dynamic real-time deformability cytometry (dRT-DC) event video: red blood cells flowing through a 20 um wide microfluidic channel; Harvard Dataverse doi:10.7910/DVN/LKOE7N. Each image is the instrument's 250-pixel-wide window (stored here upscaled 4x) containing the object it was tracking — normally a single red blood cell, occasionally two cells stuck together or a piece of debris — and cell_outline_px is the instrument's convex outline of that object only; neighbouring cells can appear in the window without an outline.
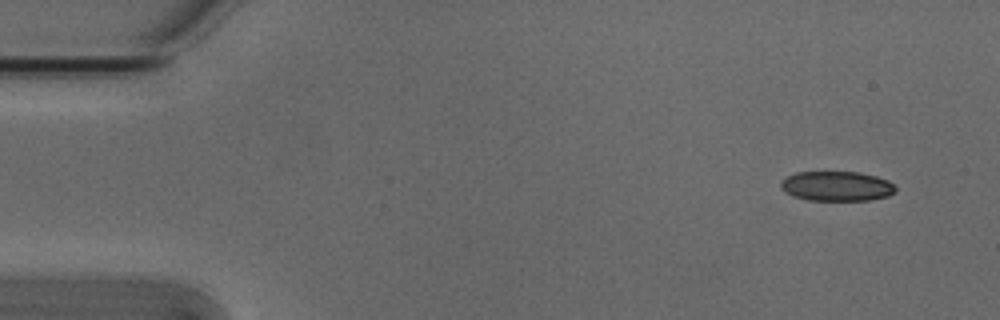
{"species": "Egyptian fruit bat (a non-hibernating species)", "species_latin": "Rousettus aegyptiacus", "temperature_condition": "cold", "stored_images_in_passage": 4, "camera_frame_rate_fps": 3000, "um_per_image_px": 0.085, "animal": {"sex": "male"}, "frame": {"image": 1, "passage_image": 1, "time_ms": 0.0, "image_size_px": [1000, 320], "cell_outline_px": [[896, 192], [888, 196], [872, 200], [808, 200], [792, 196], [784, 192], [780, 188], [780, 180], [796, 172], [860, 172], [876, 176], [888, 180], [896, 188]], "centroid_in_image_um": [71.1, 15.82], "position_along_channel_um": 13.9, "area_um2": 20.11}}
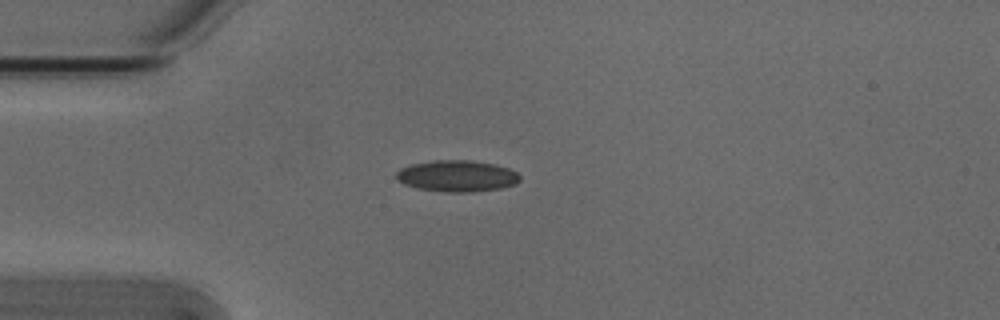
{"frame": {"image": 2, "passage_image": 4, "time_ms": 1.0, "image_size_px": [1000, 320], "cell_outline_px": [[520, 180], [516, 184], [500, 188], [472, 192], [448, 192], [420, 188], [404, 184], [396, 180], [396, 172], [400, 168], [412, 164], [432, 160], [472, 160], [496, 164], [508, 168], [516, 172], [520, 176]], "centroid_in_image_um": [38.85, 14.95], "position_along_channel_um": 46.1, "area_um2": 22.66}}